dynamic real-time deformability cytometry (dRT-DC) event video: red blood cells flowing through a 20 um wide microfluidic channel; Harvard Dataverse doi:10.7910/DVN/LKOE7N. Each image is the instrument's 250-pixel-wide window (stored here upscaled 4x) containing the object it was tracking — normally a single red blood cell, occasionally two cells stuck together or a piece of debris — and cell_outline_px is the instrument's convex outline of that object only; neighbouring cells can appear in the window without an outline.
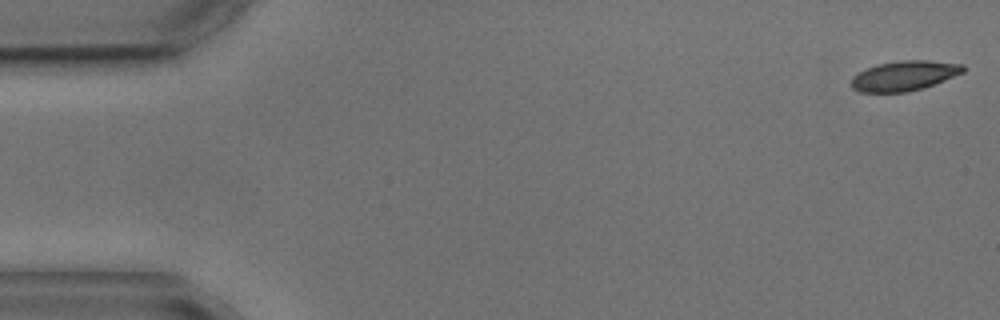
{"species": "common noctule bat (a hibernating species)", "species_latin": "Nyctalus noctula", "temperature_condition": "cold", "stored_images_in_passage": 5, "camera_frame_rate_fps": 3000, "um_per_image_px": 0.085, "animal": {"sex": "male", "body_mass_g": 17.9, "forearm_length_mm": 54.2}, "frame": {"image": 1, "passage_image": 1, "time_ms": 0.0, "image_size_px": [1000, 320], "cell_outline_px": [[964, 72], [924, 88], [904, 92], [860, 92], [852, 88], [852, 76], [876, 64], [904, 60], [928, 60], [964, 64]], "centroid_in_image_um": [76.87, 6.43], "position_along_channel_um": 8.1, "area_um2": 19.36}}
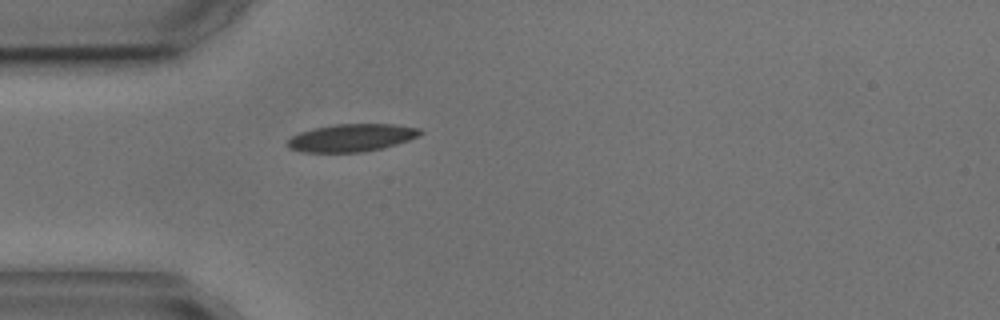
{"frame": {"image": 2, "passage_image": 5, "time_ms": 4.667, "image_size_px": [1000, 320], "cell_outline_px": [[424, 132], [408, 140], [396, 144], [380, 148], [360, 152], [304, 152], [288, 148], [288, 140], [292, 136], [300, 132], [316, 128], [336, 124], [392, 124], [420, 128]], "centroid_in_image_um": [29.88, 11.7], "position_along_channel_um": 55.1, "area_um2": 21.04}}